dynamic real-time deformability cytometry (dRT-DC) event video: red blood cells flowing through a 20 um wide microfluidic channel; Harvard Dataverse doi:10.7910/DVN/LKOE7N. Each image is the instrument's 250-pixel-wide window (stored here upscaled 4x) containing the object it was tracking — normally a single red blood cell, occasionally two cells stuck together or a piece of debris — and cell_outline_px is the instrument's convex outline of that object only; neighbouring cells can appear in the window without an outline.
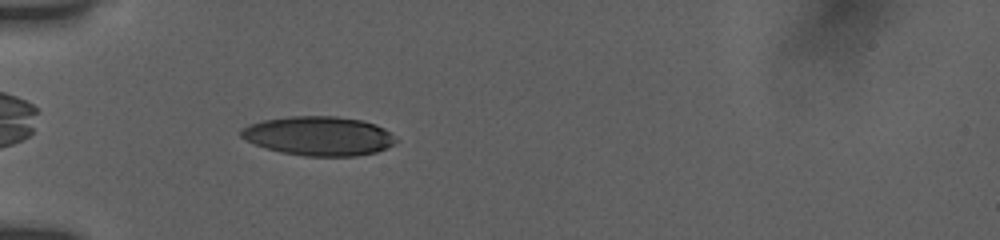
{"species": "human", "species_latin": "Homo sapiens", "temperature_condition": "room temperature", "stored_images_in_passage": 25, "camera_frame_rate_fps": 3000, "um_per_image_px": 0.085, "donor": {"sex": "female"}, "frame": {"image": 1, "passage_image": 2, "time_ms": 0.333, "image_size_px": [1000, 240], "cell_outline_px": [[396, 140], [388, 148], [376, 152], [356, 156], [304, 156], [280, 152], [256, 144], [240, 136], [240, 132], [248, 124], [264, 120], [288, 116], [336, 116], [364, 120], [376, 124], [384, 128]], "centroid_in_image_um": [27.11, 11.55], "position_along_channel_um": 57.9, "area_um2": 35.2}}
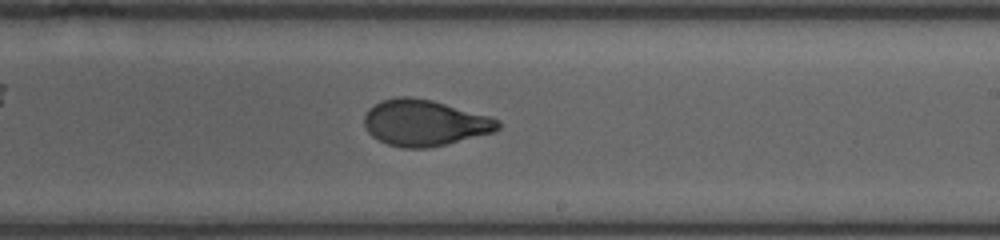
{"frame": {"image": 2, "passage_image": 12, "time_ms": 5.667, "image_size_px": [1000, 240], "cell_outline_px": [[500, 128], [496, 132], [428, 148], [404, 148], [388, 144], [372, 136], [368, 132], [364, 124], [364, 116], [368, 108], [380, 100], [400, 96], [408, 96], [432, 100], [488, 116], [500, 120]], "centroid_in_image_um": [36.08, 10.44], "position_along_channel_um": 252.9, "area_um2": 35.95}}
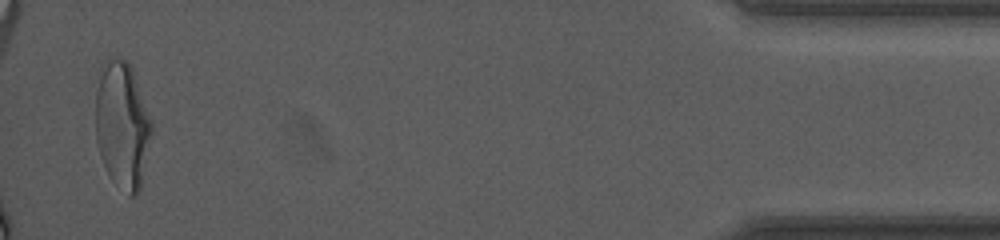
{"frame": {"image": 3, "passage_image": 25, "time_ms": 12.0, "image_size_px": [1000, 240], "cell_outline_px": [[152, 132], [140, 188], [136, 196], [128, 196], [108, 172], [100, 156], [96, 140], [96, 88], [100, 64], [108, 56], [116, 56], [128, 60], [132, 68], [152, 120]], "centroid_in_image_um": [10.38, 10.53], "position_along_channel_um": 424.8, "area_um2": 41.73}, "authors_computed_cell_mechanics": {"area_um2": 36.0672, "velocity_mm_per_s": 3.8734, "shape_relaxation_time_tau1_ms": 4.7469, "shape_relaxation_time_tau2_ms": 1.0768, "deformation_change_tau1": 0.1806, "deformation_change_tau2": 0.0689}}